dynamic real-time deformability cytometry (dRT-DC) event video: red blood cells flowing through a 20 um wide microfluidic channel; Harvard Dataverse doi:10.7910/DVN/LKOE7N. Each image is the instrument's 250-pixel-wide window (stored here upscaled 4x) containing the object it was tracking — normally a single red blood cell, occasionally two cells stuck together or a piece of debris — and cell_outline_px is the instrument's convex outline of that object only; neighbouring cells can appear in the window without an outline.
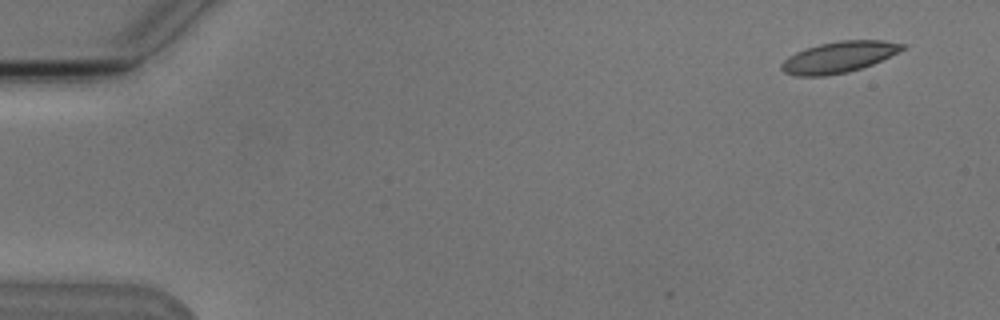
{"species": "Egyptian fruit bat (a non-hibernating species)", "species_latin": "Rousettus aegyptiacus", "temperature_condition": "cold", "stored_images_in_passage": 4, "segment_of_instrument_passage": [2, 2], "camera_frame_rate_fps": 3000, "um_per_image_px": 0.085, "animal": {"sex": "male"}, "frame": {"image": 1, "passage_image": 4, "time_ms": 4.333, "image_size_px": [1000, 320], "cell_outline_px": [[908, 48], [872, 64], [848, 72], [824, 76], [796, 76], [784, 72], [780, 68], [780, 64], [788, 56], [796, 52], [820, 44], [840, 40], [880, 40], [908, 44]], "centroid_in_image_um": [71.32, 4.85], "position_along_channel_um": 13.7, "area_um2": 21.96}}